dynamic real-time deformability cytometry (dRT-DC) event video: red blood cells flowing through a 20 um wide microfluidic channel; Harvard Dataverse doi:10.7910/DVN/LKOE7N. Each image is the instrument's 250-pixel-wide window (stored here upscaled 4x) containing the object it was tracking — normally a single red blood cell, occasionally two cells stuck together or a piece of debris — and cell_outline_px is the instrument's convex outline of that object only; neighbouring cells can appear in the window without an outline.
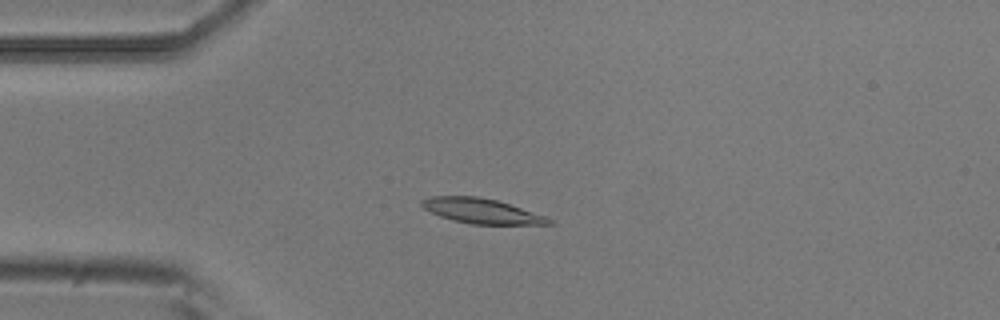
{"species": "common noctule bat (a hibernating species)", "species_latin": "Nyctalus noctula", "temperature_condition": "room temperature", "stored_images_in_passage": 5, "camera_frame_rate_fps": 3000, "um_per_image_px": 0.085, "animal": {"sex": "male", "body_mass_g": 20.5, "forearm_length_mm": 52.5}, "frame": {"image": 1, "passage_image": 3, "time_ms": 0.667, "image_size_px": [1000, 320], "cell_outline_px": [[556, 224], [472, 224], [452, 220], [440, 216], [424, 208], [420, 204], [420, 200], [432, 196], [476, 196], [496, 200], [544, 216], [552, 220]], "centroid_in_image_um": [40.89, 17.93], "position_along_channel_um": 44.1, "area_um2": 18.15}}
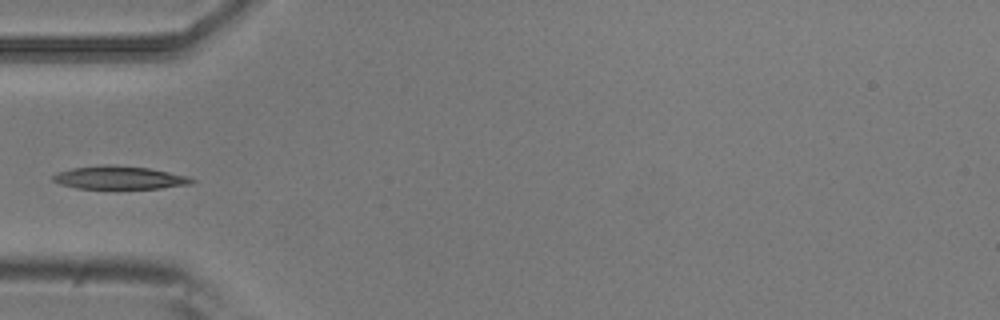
{"frame": {"image": 2, "passage_image": 4, "time_ms": 1.0, "image_size_px": [1000, 320], "cell_outline_px": [[196, 180], [192, 184], [160, 188], [76, 188], [60, 184], [52, 180], [52, 176], [56, 172], [72, 168], [104, 164], [108, 164], [148, 168], [188, 176]], "centroid_in_image_um": [10.13, 15.09], "position_along_channel_um": 74.9, "area_um2": 18.61}}
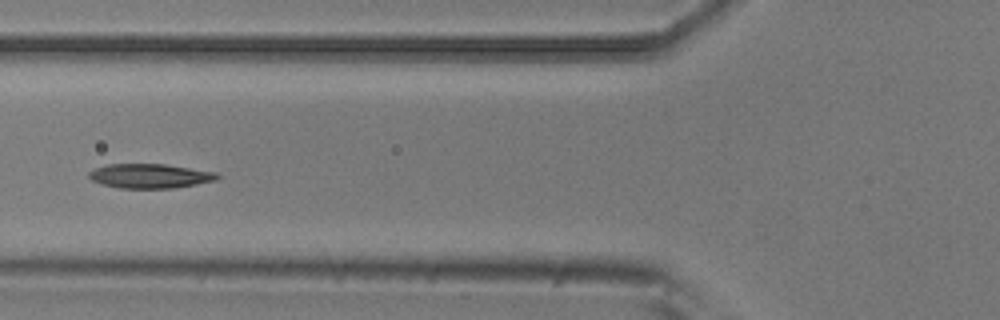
{"frame": {"image": 3, "passage_image": 5, "time_ms": 1.333, "image_size_px": [1000, 320], "cell_outline_px": [[220, 176], [216, 180], [196, 184], [172, 188], [120, 188], [100, 184], [92, 180], [88, 176], [88, 172], [96, 168], [108, 164], [164, 164], [216, 172]], "centroid_in_image_um": [12.72, 14.96], "position_along_channel_um": 113.1, "area_um2": 18.15}}